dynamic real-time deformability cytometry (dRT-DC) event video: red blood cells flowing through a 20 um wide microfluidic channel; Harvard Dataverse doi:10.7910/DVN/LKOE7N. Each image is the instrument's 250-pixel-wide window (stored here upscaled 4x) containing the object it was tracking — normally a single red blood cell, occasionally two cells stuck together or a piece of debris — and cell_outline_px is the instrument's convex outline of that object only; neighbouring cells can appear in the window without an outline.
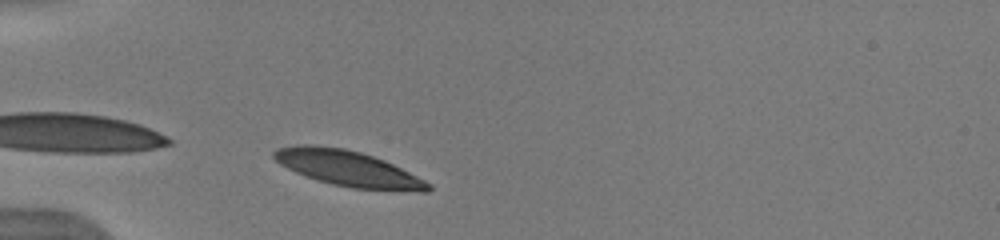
{"species": "human", "species_latin": "Homo sapiens", "temperature_condition": "warm", "stored_images_in_passage": 31, "camera_frame_rate_fps": 3000, "um_per_image_px": 0.085, "donor": {"sex": "male"}, "frame": {"image": 1, "passage_image": 1, "time_ms": 0.0, "image_size_px": [1000, 240], "cell_outline_px": [[432, 188], [428, 192], [420, 192], [352, 188], [332, 184], [296, 172], [280, 164], [272, 156], [272, 152], [276, 148], [296, 144], [312, 144], [344, 148], [360, 152], [384, 160], [432, 184]], "centroid_in_image_um": [29.57, 14.31], "position_along_channel_um": 55.4, "area_um2": 31.91}, "authors_computed_cell_mechanics": {"area_um2": 33.0616, "velocity_mm_per_s": 3.8844, "shape_relaxation_time_tau1_ms": 1.8818, "shape_relaxation_time_tau2_ms": null, "deformation_change_tau1": 0.1184, "deformation_change_tau2": null}}